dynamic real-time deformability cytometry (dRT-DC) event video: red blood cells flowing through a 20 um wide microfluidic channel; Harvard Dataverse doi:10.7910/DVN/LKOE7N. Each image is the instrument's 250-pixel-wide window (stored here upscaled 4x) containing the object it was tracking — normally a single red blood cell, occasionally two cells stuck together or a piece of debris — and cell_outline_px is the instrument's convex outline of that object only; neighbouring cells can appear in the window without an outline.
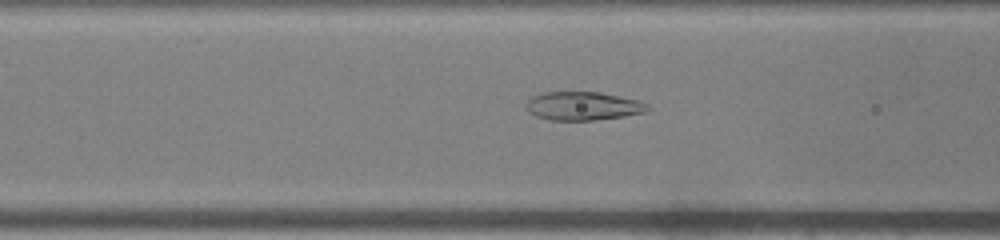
{"species": "common noctule bat (a hibernating species)", "species_latin": "Nyctalus noctula", "temperature_condition": "warm", "stored_images_in_passage": 35, "camera_frame_rate_fps": 3000, "um_per_image_px": 0.085, "animal": {"sex": "male", "body_mass_g": 19.0, "forearm_length_mm": 50.8}, "frame": {"image": 1, "passage_image": 6, "time_ms": 1.667, "image_size_px": [1000, 240], "cell_outline_px": [[652, 108], [644, 112], [624, 116], [592, 120], [552, 120], [536, 116], [528, 112], [524, 104], [532, 96], [544, 92], [600, 92], [636, 100], [648, 104]], "centroid_in_image_um": [49.52, 9.01], "position_along_channel_um": 117.1, "area_um2": 20.11}}
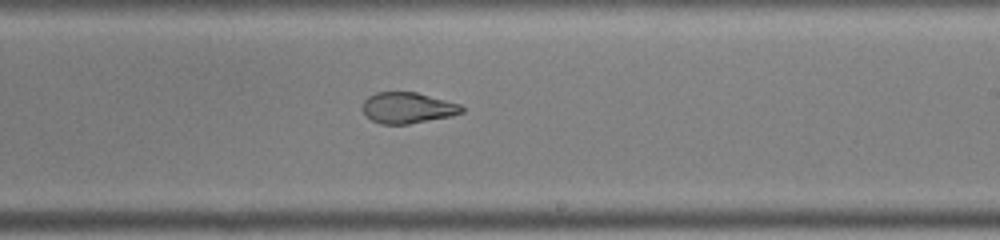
{"frame": {"image": 2, "passage_image": 16, "time_ms": 5.0, "image_size_px": [1000, 240], "cell_outline_px": [[464, 112], [452, 116], [408, 124], [380, 124], [372, 120], [360, 108], [364, 100], [368, 96], [376, 92], [416, 92], [460, 104], [464, 108]], "centroid_in_image_um": [34.64, 9.16], "position_along_channel_um": 254.4, "area_um2": 17.98}}
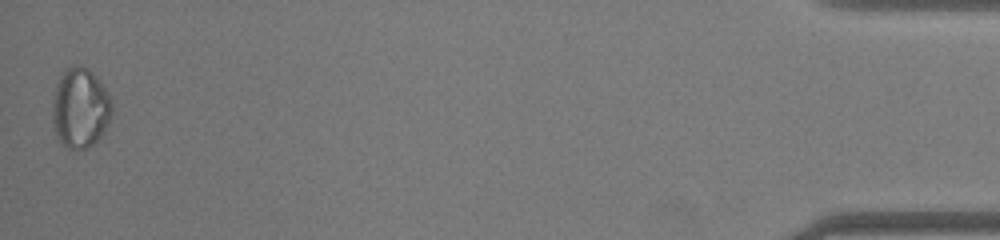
{"frame": {"image": 3, "passage_image": 35, "time_ms": 11.333, "image_size_px": [1000, 240], "cell_outline_px": [[112, 112], [104, 132], [88, 148], [68, 148], [60, 140], [56, 132], [52, 120], [52, 104], [56, 84], [60, 76], [72, 64], [80, 64], [88, 68], [100, 80], [108, 92], [112, 100]], "centroid_in_image_um": [6.83, 9.13], "position_along_channel_um": 428.4, "area_um2": 27.74}, "authors_computed_cell_mechanics": {"area_um2": 20.0566, "velocity_mm_per_s": 4.1264, "shape_relaxation_time_tau1_ms": null, "shape_relaxation_time_tau2_ms": 0.7886, "deformation_change_tau1": null, "deformation_change_tau2": 0.057}}